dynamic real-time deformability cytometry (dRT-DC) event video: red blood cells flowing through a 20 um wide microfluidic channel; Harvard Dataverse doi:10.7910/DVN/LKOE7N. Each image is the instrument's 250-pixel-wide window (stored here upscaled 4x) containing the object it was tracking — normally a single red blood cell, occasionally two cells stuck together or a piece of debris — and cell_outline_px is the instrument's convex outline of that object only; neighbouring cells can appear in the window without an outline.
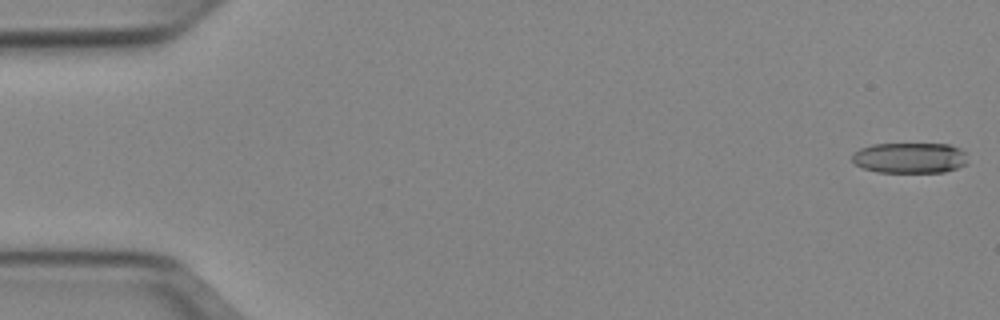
{"species": "Egyptian fruit bat (a non-hibernating species)", "species_latin": "Rousettus aegyptiacus", "temperature_condition": "cold", "stored_images_in_passage": 23, "camera_frame_rate_fps": 3000, "um_per_image_px": 0.085, "animal": {"sex": "female"}, "frame": {"image": 1, "passage_image": 1, "time_ms": 0.0, "image_size_px": [1000, 320], "cell_outline_px": [[968, 164], [944, 172], [876, 172], [864, 168], [856, 164], [852, 160], [852, 152], [860, 148], [872, 144], [948, 144], [960, 148], [964, 152]], "centroid_in_image_um": [77.32, 13.41], "position_along_channel_um": 7.7, "area_um2": 20.69}}
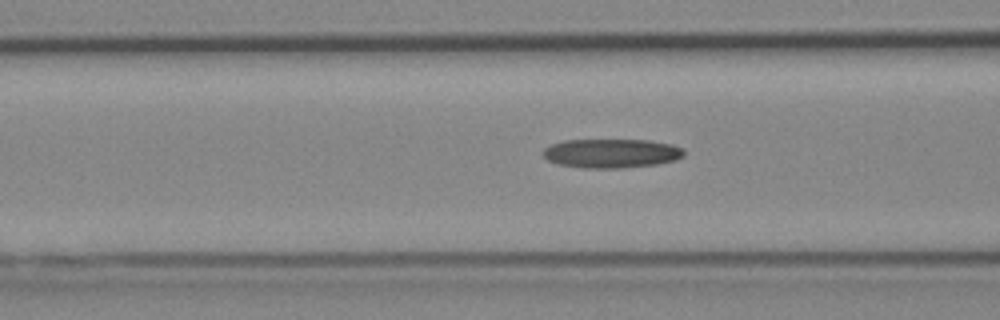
{"frame": {"image": 2, "passage_image": 20, "time_ms": 6.333, "image_size_px": [1000, 320], "cell_outline_px": [[684, 156], [676, 160], [656, 164], [624, 168], [580, 168], [556, 164], [548, 160], [540, 152], [544, 148], [552, 144], [564, 140], [648, 140], [672, 144], [684, 148]], "centroid_in_image_um": [51.96, 13.04], "position_along_channel_um": 114.6, "area_um2": 24.16}}
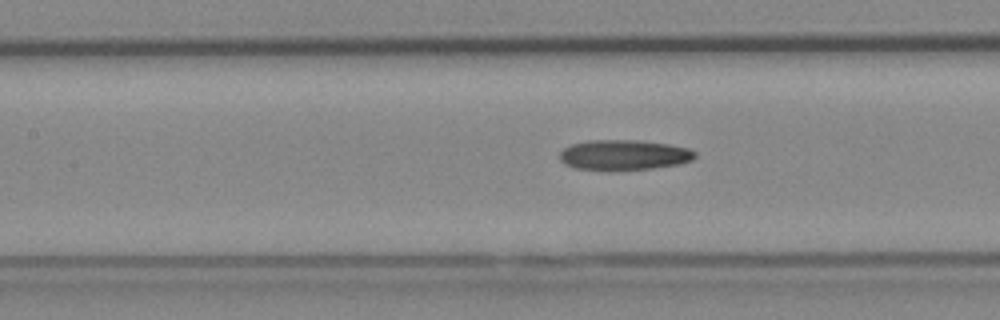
{"frame": {"image": 3, "passage_image": 23, "time_ms": 7.333, "image_size_px": [1000, 320], "cell_outline_px": [[696, 156], [692, 160], [680, 164], [652, 168], [576, 168], [564, 164], [560, 160], [560, 152], [564, 148], [572, 144], [588, 140], [636, 140], [668, 144], [688, 148], [696, 152]], "centroid_in_image_um": [53.06, 13.14], "position_along_channel_um": 154.3, "area_um2": 23.18}}